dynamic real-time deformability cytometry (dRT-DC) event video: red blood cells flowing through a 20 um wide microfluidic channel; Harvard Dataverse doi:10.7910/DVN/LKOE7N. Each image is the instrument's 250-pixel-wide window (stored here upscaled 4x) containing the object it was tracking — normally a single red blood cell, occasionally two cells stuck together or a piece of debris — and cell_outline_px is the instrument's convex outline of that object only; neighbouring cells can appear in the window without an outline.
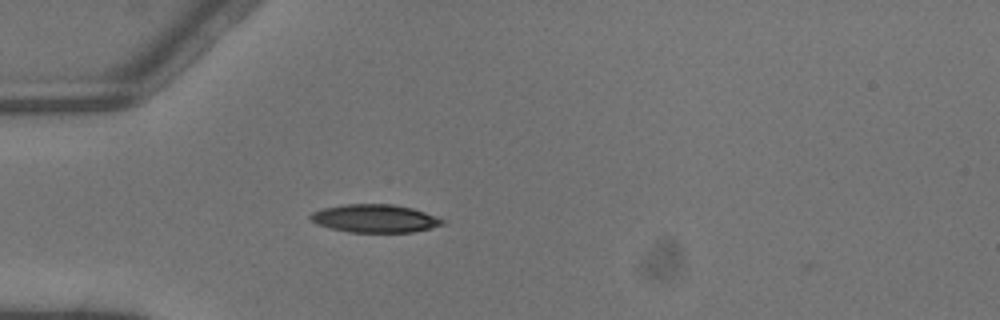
{"species": "common noctule bat (a hibernating species)", "species_latin": "Nyctalus noctula", "temperature_condition": "warm", "stored_images_in_passage": 2, "camera_frame_rate_fps": 3000, "um_per_image_px": 0.085, "animal": {"sex": "male", "body_mass_g": 13.3}, "frame": {"image": 1, "passage_image": 2, "time_ms": 0.333, "image_size_px": [1000, 320], "cell_outline_px": [[444, 224], [412, 232], [348, 232], [316, 224], [308, 216], [312, 212], [324, 208], [344, 204], [392, 204], [412, 208], [424, 212], [444, 220]], "centroid_in_image_um": [31.83, 18.56], "position_along_channel_um": 53.2, "area_um2": 21.33}}